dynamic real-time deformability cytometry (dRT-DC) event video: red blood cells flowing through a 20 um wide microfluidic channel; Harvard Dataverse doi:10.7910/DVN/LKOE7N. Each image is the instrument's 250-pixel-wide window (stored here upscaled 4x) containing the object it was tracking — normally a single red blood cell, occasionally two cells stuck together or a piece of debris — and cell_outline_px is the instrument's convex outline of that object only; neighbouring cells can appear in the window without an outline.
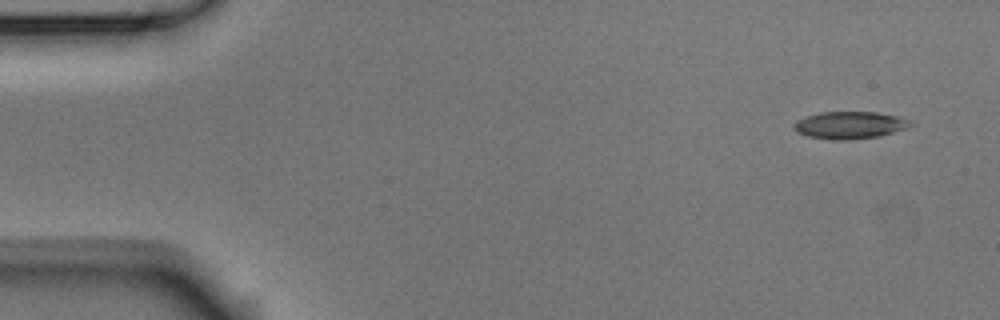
{"species": "Egyptian fruit bat (a non-hibernating species)", "species_latin": "Rousettus aegyptiacus", "temperature_condition": "room temperature", "stored_images_in_passage": 5, "camera_frame_rate_fps": 3000, "um_per_image_px": 0.085, "animal": {"sex": "male"}, "frame": {"image": 1, "passage_image": 1, "time_ms": 0.0, "image_size_px": [1000, 320], "cell_outline_px": [[916, 124], [880, 136], [848, 140], [832, 140], [808, 136], [796, 132], [792, 128], [792, 124], [796, 120], [804, 116], [820, 112], [876, 112], [896, 116], [908, 120]], "centroid_in_image_um": [72.15, 10.63], "position_along_channel_um": 12.8, "area_um2": 18.61}}
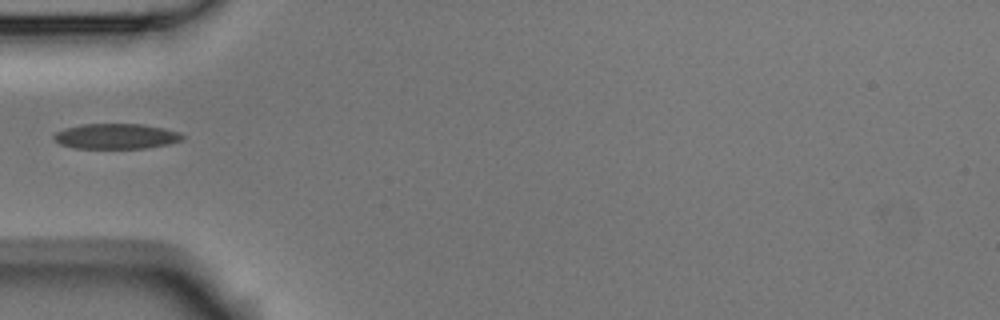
{"frame": {"image": 2, "passage_image": 4, "time_ms": 1.0, "image_size_px": [1000, 320], "cell_outline_px": [[184, 136], [180, 140], [168, 144], [144, 148], [76, 148], [60, 144], [52, 140], [52, 136], [56, 132], [64, 128], [84, 124], [144, 124], [164, 128], [180, 132]], "centroid_in_image_um": [9.83, 11.58], "position_along_channel_um": 75.2, "area_um2": 18.96}}
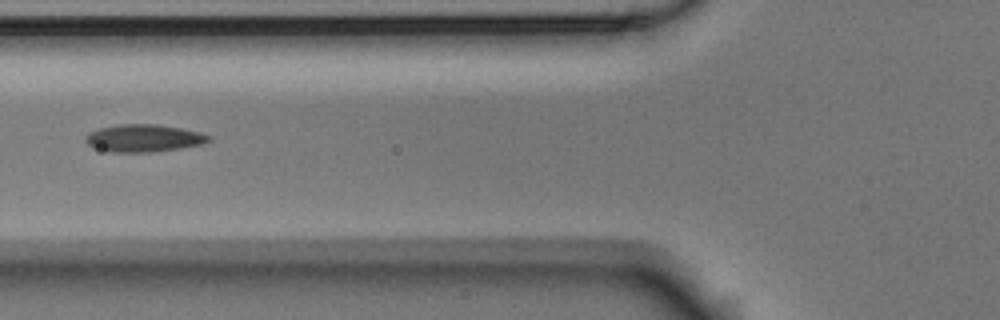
{"frame": {"image": 3, "passage_image": 5, "time_ms": 1.333, "image_size_px": [1000, 320], "cell_outline_px": [[212, 140], [200, 144], [176, 148], [148, 152], [108, 152], [92, 148], [84, 140], [84, 136], [88, 132], [100, 128], [120, 124], [156, 124], [180, 128], [200, 132], [212, 136]], "centroid_in_image_um": [12.15, 11.74], "position_along_channel_um": 113.6, "area_um2": 19.71}}